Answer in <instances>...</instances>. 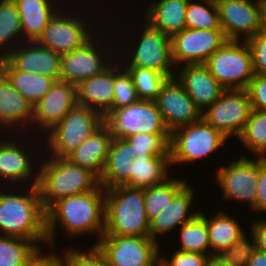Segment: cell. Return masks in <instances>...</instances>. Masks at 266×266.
Instances as JSON below:
<instances>
[{"mask_svg": "<svg viewBox=\"0 0 266 266\" xmlns=\"http://www.w3.org/2000/svg\"><path fill=\"white\" fill-rule=\"evenodd\" d=\"M45 213L47 244L51 248L55 247L54 236L60 225L68 238L99 233L100 239L105 226V189L99 185L95 190L60 198Z\"/></svg>", "mask_w": 266, "mask_h": 266, "instance_id": "1", "label": "cell"}, {"mask_svg": "<svg viewBox=\"0 0 266 266\" xmlns=\"http://www.w3.org/2000/svg\"><path fill=\"white\" fill-rule=\"evenodd\" d=\"M24 192L0 191V236L18 237L32 241L38 248L47 244L46 213L37 185Z\"/></svg>", "mask_w": 266, "mask_h": 266, "instance_id": "2", "label": "cell"}, {"mask_svg": "<svg viewBox=\"0 0 266 266\" xmlns=\"http://www.w3.org/2000/svg\"><path fill=\"white\" fill-rule=\"evenodd\" d=\"M38 167L37 188L46 210L56 200L95 190L99 178L90 170L72 163L67 158L49 156Z\"/></svg>", "mask_w": 266, "mask_h": 266, "instance_id": "3", "label": "cell"}, {"mask_svg": "<svg viewBox=\"0 0 266 266\" xmlns=\"http://www.w3.org/2000/svg\"><path fill=\"white\" fill-rule=\"evenodd\" d=\"M103 235L150 237L144 188L118 185L105 189Z\"/></svg>", "mask_w": 266, "mask_h": 266, "instance_id": "4", "label": "cell"}, {"mask_svg": "<svg viewBox=\"0 0 266 266\" xmlns=\"http://www.w3.org/2000/svg\"><path fill=\"white\" fill-rule=\"evenodd\" d=\"M104 124V117L87 106L76 104L47 132L48 153L66 158Z\"/></svg>", "mask_w": 266, "mask_h": 266, "instance_id": "5", "label": "cell"}, {"mask_svg": "<svg viewBox=\"0 0 266 266\" xmlns=\"http://www.w3.org/2000/svg\"><path fill=\"white\" fill-rule=\"evenodd\" d=\"M205 65L225 90L246 89L255 75L251 50L244 40H227Z\"/></svg>", "mask_w": 266, "mask_h": 266, "instance_id": "6", "label": "cell"}, {"mask_svg": "<svg viewBox=\"0 0 266 266\" xmlns=\"http://www.w3.org/2000/svg\"><path fill=\"white\" fill-rule=\"evenodd\" d=\"M227 139L203 118L180 127L170 134V165L191 162L193 164L198 159L216 152Z\"/></svg>", "mask_w": 266, "mask_h": 266, "instance_id": "7", "label": "cell"}, {"mask_svg": "<svg viewBox=\"0 0 266 266\" xmlns=\"http://www.w3.org/2000/svg\"><path fill=\"white\" fill-rule=\"evenodd\" d=\"M93 244L108 266H159L160 246L151 237L102 235Z\"/></svg>", "mask_w": 266, "mask_h": 266, "instance_id": "8", "label": "cell"}, {"mask_svg": "<svg viewBox=\"0 0 266 266\" xmlns=\"http://www.w3.org/2000/svg\"><path fill=\"white\" fill-rule=\"evenodd\" d=\"M104 123L113 138H127L137 133L170 134L164 125L155 101L139 100L129 106L112 111Z\"/></svg>", "mask_w": 266, "mask_h": 266, "instance_id": "9", "label": "cell"}, {"mask_svg": "<svg viewBox=\"0 0 266 266\" xmlns=\"http://www.w3.org/2000/svg\"><path fill=\"white\" fill-rule=\"evenodd\" d=\"M246 89L224 90L220 97L202 112V118L225 137L239 138L251 112Z\"/></svg>", "mask_w": 266, "mask_h": 266, "instance_id": "10", "label": "cell"}, {"mask_svg": "<svg viewBox=\"0 0 266 266\" xmlns=\"http://www.w3.org/2000/svg\"><path fill=\"white\" fill-rule=\"evenodd\" d=\"M253 1H215L220 27L228 40H241L243 37L246 41L263 29V0Z\"/></svg>", "mask_w": 266, "mask_h": 266, "instance_id": "11", "label": "cell"}, {"mask_svg": "<svg viewBox=\"0 0 266 266\" xmlns=\"http://www.w3.org/2000/svg\"><path fill=\"white\" fill-rule=\"evenodd\" d=\"M143 27L144 30L139 36V42H135L136 49L134 48L130 52L131 55L128 54L129 58H127V54L124 55L123 58L127 61L121 59L120 62L124 66L153 69L167 75L169 78L175 77L170 36L155 29L147 21H145Z\"/></svg>", "mask_w": 266, "mask_h": 266, "instance_id": "12", "label": "cell"}, {"mask_svg": "<svg viewBox=\"0 0 266 266\" xmlns=\"http://www.w3.org/2000/svg\"><path fill=\"white\" fill-rule=\"evenodd\" d=\"M170 38L172 59L176 67L180 64H205L228 40L223 29L186 28Z\"/></svg>", "mask_w": 266, "mask_h": 266, "instance_id": "13", "label": "cell"}, {"mask_svg": "<svg viewBox=\"0 0 266 266\" xmlns=\"http://www.w3.org/2000/svg\"><path fill=\"white\" fill-rule=\"evenodd\" d=\"M80 18L64 11L62 14V11L58 10L49 20L37 42L60 56L81 48L94 37V34L92 36L93 29H87L89 27L86 24L89 23L86 19Z\"/></svg>", "mask_w": 266, "mask_h": 266, "instance_id": "14", "label": "cell"}, {"mask_svg": "<svg viewBox=\"0 0 266 266\" xmlns=\"http://www.w3.org/2000/svg\"><path fill=\"white\" fill-rule=\"evenodd\" d=\"M217 170L216 178L222 188L224 199L247 202L250 208L255 210L258 158L253 160L243 155Z\"/></svg>", "mask_w": 266, "mask_h": 266, "instance_id": "15", "label": "cell"}, {"mask_svg": "<svg viewBox=\"0 0 266 266\" xmlns=\"http://www.w3.org/2000/svg\"><path fill=\"white\" fill-rule=\"evenodd\" d=\"M165 127L170 134L202 118V112L188 96L176 77L169 78L155 100Z\"/></svg>", "mask_w": 266, "mask_h": 266, "instance_id": "16", "label": "cell"}, {"mask_svg": "<svg viewBox=\"0 0 266 266\" xmlns=\"http://www.w3.org/2000/svg\"><path fill=\"white\" fill-rule=\"evenodd\" d=\"M95 41V37H93L81 48L61 55V81L77 85L84 79L100 74L110 65L109 63L113 62L112 60L110 61L111 57L105 50L106 48L103 49V45L101 46L103 42H98V39L96 42ZM97 43L100 44L97 45ZM107 55L108 58H105Z\"/></svg>", "mask_w": 266, "mask_h": 266, "instance_id": "17", "label": "cell"}, {"mask_svg": "<svg viewBox=\"0 0 266 266\" xmlns=\"http://www.w3.org/2000/svg\"><path fill=\"white\" fill-rule=\"evenodd\" d=\"M77 104L76 85L65 81H55L50 90L33 106L34 125L46 133L54 127ZM36 122V123H35Z\"/></svg>", "mask_w": 266, "mask_h": 266, "instance_id": "18", "label": "cell"}, {"mask_svg": "<svg viewBox=\"0 0 266 266\" xmlns=\"http://www.w3.org/2000/svg\"><path fill=\"white\" fill-rule=\"evenodd\" d=\"M20 47H11L3 58L16 70L35 73L60 80L61 56L50 49L40 45L37 41L20 43ZM25 45V46H23Z\"/></svg>", "mask_w": 266, "mask_h": 266, "instance_id": "19", "label": "cell"}, {"mask_svg": "<svg viewBox=\"0 0 266 266\" xmlns=\"http://www.w3.org/2000/svg\"><path fill=\"white\" fill-rule=\"evenodd\" d=\"M175 76L201 112L211 106L225 90L205 64H187L182 69L180 66Z\"/></svg>", "mask_w": 266, "mask_h": 266, "instance_id": "20", "label": "cell"}, {"mask_svg": "<svg viewBox=\"0 0 266 266\" xmlns=\"http://www.w3.org/2000/svg\"><path fill=\"white\" fill-rule=\"evenodd\" d=\"M76 93L77 104L99 112L105 119L114 100V61L100 74L79 82Z\"/></svg>", "mask_w": 266, "mask_h": 266, "instance_id": "21", "label": "cell"}, {"mask_svg": "<svg viewBox=\"0 0 266 266\" xmlns=\"http://www.w3.org/2000/svg\"><path fill=\"white\" fill-rule=\"evenodd\" d=\"M3 140H0V179L9 180L10 184L22 182V186L26 185L23 183L26 181L30 185L29 180L33 177V173L35 176L31 186L37 185L38 176L36 175H38V172L34 173L33 169L37 168L36 166L34 167L33 164L35 163L31 161V154L28 153H32L30 148L26 151L25 149L27 148L24 145H19L14 139L12 142L6 138Z\"/></svg>", "mask_w": 266, "mask_h": 266, "instance_id": "22", "label": "cell"}, {"mask_svg": "<svg viewBox=\"0 0 266 266\" xmlns=\"http://www.w3.org/2000/svg\"><path fill=\"white\" fill-rule=\"evenodd\" d=\"M194 190L187 184L162 212L149 222L150 237L158 242L157 235L172 232L177 226L193 220L200 212H190Z\"/></svg>", "mask_w": 266, "mask_h": 266, "instance_id": "23", "label": "cell"}, {"mask_svg": "<svg viewBox=\"0 0 266 266\" xmlns=\"http://www.w3.org/2000/svg\"><path fill=\"white\" fill-rule=\"evenodd\" d=\"M112 139L111 131L104 123L66 158L72 163L90 170L100 179Z\"/></svg>", "mask_w": 266, "mask_h": 266, "instance_id": "24", "label": "cell"}, {"mask_svg": "<svg viewBox=\"0 0 266 266\" xmlns=\"http://www.w3.org/2000/svg\"><path fill=\"white\" fill-rule=\"evenodd\" d=\"M189 0H158L149 4L144 21L162 33L172 36L186 29L185 14Z\"/></svg>", "mask_w": 266, "mask_h": 266, "instance_id": "25", "label": "cell"}, {"mask_svg": "<svg viewBox=\"0 0 266 266\" xmlns=\"http://www.w3.org/2000/svg\"><path fill=\"white\" fill-rule=\"evenodd\" d=\"M32 118L33 106L13 88L0 72V126H7L5 130L7 128L15 129L17 126H21L23 129L25 124L31 123Z\"/></svg>", "mask_w": 266, "mask_h": 266, "instance_id": "26", "label": "cell"}, {"mask_svg": "<svg viewBox=\"0 0 266 266\" xmlns=\"http://www.w3.org/2000/svg\"><path fill=\"white\" fill-rule=\"evenodd\" d=\"M13 2L21 18L23 40L28 42L38 41L49 20L59 10L56 9L57 5H53L55 4L53 0H13Z\"/></svg>", "mask_w": 266, "mask_h": 266, "instance_id": "27", "label": "cell"}, {"mask_svg": "<svg viewBox=\"0 0 266 266\" xmlns=\"http://www.w3.org/2000/svg\"><path fill=\"white\" fill-rule=\"evenodd\" d=\"M134 157L126 139L113 138L99 184L104 189L124 185L130 179L129 165Z\"/></svg>", "mask_w": 266, "mask_h": 266, "instance_id": "28", "label": "cell"}, {"mask_svg": "<svg viewBox=\"0 0 266 266\" xmlns=\"http://www.w3.org/2000/svg\"><path fill=\"white\" fill-rule=\"evenodd\" d=\"M0 72L32 106L40 101L55 82L50 77L16 70L4 58H0Z\"/></svg>", "mask_w": 266, "mask_h": 266, "instance_id": "29", "label": "cell"}, {"mask_svg": "<svg viewBox=\"0 0 266 266\" xmlns=\"http://www.w3.org/2000/svg\"><path fill=\"white\" fill-rule=\"evenodd\" d=\"M129 167L130 179L124 185L138 188L158 185L170 177V156L134 157Z\"/></svg>", "mask_w": 266, "mask_h": 266, "instance_id": "30", "label": "cell"}, {"mask_svg": "<svg viewBox=\"0 0 266 266\" xmlns=\"http://www.w3.org/2000/svg\"><path fill=\"white\" fill-rule=\"evenodd\" d=\"M207 229L211 255H218L222 250L230 247L244 233L235 217L226 212L218 211L213 217L207 218Z\"/></svg>", "mask_w": 266, "mask_h": 266, "instance_id": "31", "label": "cell"}, {"mask_svg": "<svg viewBox=\"0 0 266 266\" xmlns=\"http://www.w3.org/2000/svg\"><path fill=\"white\" fill-rule=\"evenodd\" d=\"M187 185L183 179H166L163 183L144 188V209L150 222L168 205L172 199Z\"/></svg>", "mask_w": 266, "mask_h": 266, "instance_id": "32", "label": "cell"}, {"mask_svg": "<svg viewBox=\"0 0 266 266\" xmlns=\"http://www.w3.org/2000/svg\"><path fill=\"white\" fill-rule=\"evenodd\" d=\"M179 232L182 245L177 250L211 256V253L207 252L210 243L204 213L200 212L193 220L183 224Z\"/></svg>", "mask_w": 266, "mask_h": 266, "instance_id": "33", "label": "cell"}, {"mask_svg": "<svg viewBox=\"0 0 266 266\" xmlns=\"http://www.w3.org/2000/svg\"><path fill=\"white\" fill-rule=\"evenodd\" d=\"M238 139L256 158L266 159V112L252 109Z\"/></svg>", "mask_w": 266, "mask_h": 266, "instance_id": "34", "label": "cell"}, {"mask_svg": "<svg viewBox=\"0 0 266 266\" xmlns=\"http://www.w3.org/2000/svg\"><path fill=\"white\" fill-rule=\"evenodd\" d=\"M131 75L140 100L155 101L169 77L153 69L123 66Z\"/></svg>", "mask_w": 266, "mask_h": 266, "instance_id": "35", "label": "cell"}, {"mask_svg": "<svg viewBox=\"0 0 266 266\" xmlns=\"http://www.w3.org/2000/svg\"><path fill=\"white\" fill-rule=\"evenodd\" d=\"M23 36L21 28V18L18 9L13 0H0V58H3L8 52L11 51L8 46H15V42L19 36ZM18 36V37H17ZM14 39V40H13ZM16 39V40H15ZM10 42L13 45L10 44ZM10 44V45H8ZM5 45L7 47H5ZM9 49V50H8ZM1 52L3 54H1Z\"/></svg>", "mask_w": 266, "mask_h": 266, "instance_id": "36", "label": "cell"}, {"mask_svg": "<svg viewBox=\"0 0 266 266\" xmlns=\"http://www.w3.org/2000/svg\"><path fill=\"white\" fill-rule=\"evenodd\" d=\"M37 249L32 241L0 236V266H25Z\"/></svg>", "mask_w": 266, "mask_h": 266, "instance_id": "37", "label": "cell"}, {"mask_svg": "<svg viewBox=\"0 0 266 266\" xmlns=\"http://www.w3.org/2000/svg\"><path fill=\"white\" fill-rule=\"evenodd\" d=\"M200 3L189 0L185 14L186 28L222 29L220 27L219 15L215 1L202 0Z\"/></svg>", "mask_w": 266, "mask_h": 266, "instance_id": "38", "label": "cell"}, {"mask_svg": "<svg viewBox=\"0 0 266 266\" xmlns=\"http://www.w3.org/2000/svg\"><path fill=\"white\" fill-rule=\"evenodd\" d=\"M125 139L135 157L170 156V134L137 133Z\"/></svg>", "mask_w": 266, "mask_h": 266, "instance_id": "39", "label": "cell"}, {"mask_svg": "<svg viewBox=\"0 0 266 266\" xmlns=\"http://www.w3.org/2000/svg\"><path fill=\"white\" fill-rule=\"evenodd\" d=\"M137 91L133 84V80L129 72L123 65L114 63V100L111 112L121 107L129 106L138 102Z\"/></svg>", "mask_w": 266, "mask_h": 266, "instance_id": "40", "label": "cell"}, {"mask_svg": "<svg viewBox=\"0 0 266 266\" xmlns=\"http://www.w3.org/2000/svg\"><path fill=\"white\" fill-rule=\"evenodd\" d=\"M244 232L227 249L222 250L218 256L229 266H247V263L256 250V242L252 233V242L248 241ZM251 242V243H250Z\"/></svg>", "mask_w": 266, "mask_h": 266, "instance_id": "41", "label": "cell"}, {"mask_svg": "<svg viewBox=\"0 0 266 266\" xmlns=\"http://www.w3.org/2000/svg\"><path fill=\"white\" fill-rule=\"evenodd\" d=\"M62 256L63 266H108L105 256L95 245L90 246L88 251L70 247Z\"/></svg>", "mask_w": 266, "mask_h": 266, "instance_id": "42", "label": "cell"}, {"mask_svg": "<svg viewBox=\"0 0 266 266\" xmlns=\"http://www.w3.org/2000/svg\"><path fill=\"white\" fill-rule=\"evenodd\" d=\"M246 42L251 50L254 73L266 76V30H260Z\"/></svg>", "mask_w": 266, "mask_h": 266, "instance_id": "43", "label": "cell"}, {"mask_svg": "<svg viewBox=\"0 0 266 266\" xmlns=\"http://www.w3.org/2000/svg\"><path fill=\"white\" fill-rule=\"evenodd\" d=\"M207 255L176 250L172 258L160 254L159 266H205Z\"/></svg>", "mask_w": 266, "mask_h": 266, "instance_id": "44", "label": "cell"}, {"mask_svg": "<svg viewBox=\"0 0 266 266\" xmlns=\"http://www.w3.org/2000/svg\"><path fill=\"white\" fill-rule=\"evenodd\" d=\"M246 91L249 95L251 108L266 112V76L255 74Z\"/></svg>", "mask_w": 266, "mask_h": 266, "instance_id": "45", "label": "cell"}, {"mask_svg": "<svg viewBox=\"0 0 266 266\" xmlns=\"http://www.w3.org/2000/svg\"><path fill=\"white\" fill-rule=\"evenodd\" d=\"M255 211H263L266 213V159L263 158H258Z\"/></svg>", "mask_w": 266, "mask_h": 266, "instance_id": "46", "label": "cell"}, {"mask_svg": "<svg viewBox=\"0 0 266 266\" xmlns=\"http://www.w3.org/2000/svg\"><path fill=\"white\" fill-rule=\"evenodd\" d=\"M25 266H63L62 256L59 257L54 252L44 254L42 248H38L27 260Z\"/></svg>", "mask_w": 266, "mask_h": 266, "instance_id": "47", "label": "cell"}, {"mask_svg": "<svg viewBox=\"0 0 266 266\" xmlns=\"http://www.w3.org/2000/svg\"><path fill=\"white\" fill-rule=\"evenodd\" d=\"M251 233H253L256 242V249L266 253V219L253 220Z\"/></svg>", "mask_w": 266, "mask_h": 266, "instance_id": "48", "label": "cell"}, {"mask_svg": "<svg viewBox=\"0 0 266 266\" xmlns=\"http://www.w3.org/2000/svg\"><path fill=\"white\" fill-rule=\"evenodd\" d=\"M247 266H266V253L256 249L249 259Z\"/></svg>", "mask_w": 266, "mask_h": 266, "instance_id": "49", "label": "cell"}, {"mask_svg": "<svg viewBox=\"0 0 266 266\" xmlns=\"http://www.w3.org/2000/svg\"><path fill=\"white\" fill-rule=\"evenodd\" d=\"M205 266H229L218 255L208 256Z\"/></svg>", "mask_w": 266, "mask_h": 266, "instance_id": "50", "label": "cell"}, {"mask_svg": "<svg viewBox=\"0 0 266 266\" xmlns=\"http://www.w3.org/2000/svg\"><path fill=\"white\" fill-rule=\"evenodd\" d=\"M263 29L266 30V0H263Z\"/></svg>", "mask_w": 266, "mask_h": 266, "instance_id": "51", "label": "cell"}]
</instances>
